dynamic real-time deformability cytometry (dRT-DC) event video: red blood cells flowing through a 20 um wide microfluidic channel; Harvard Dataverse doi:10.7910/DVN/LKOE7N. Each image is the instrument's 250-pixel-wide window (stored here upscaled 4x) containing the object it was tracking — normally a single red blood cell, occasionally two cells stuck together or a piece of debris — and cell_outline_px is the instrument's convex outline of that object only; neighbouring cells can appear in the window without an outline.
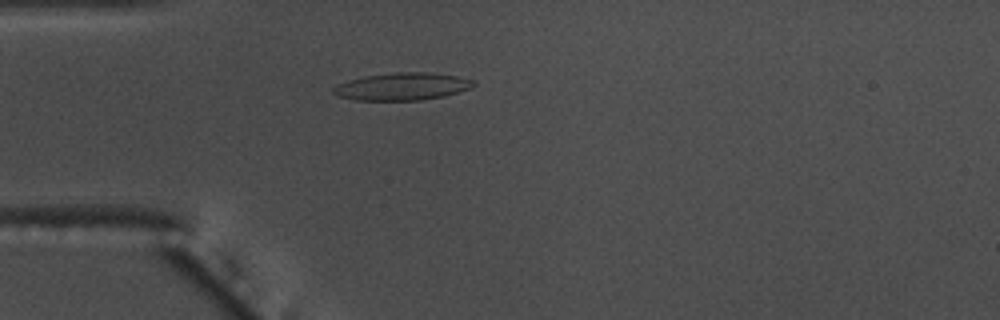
{"species": "common noctule bat (a hibernating species)", "species_latin": "Nyctalus noctula", "temperature_condition": "warm", "stored_images_in_passage": 45, "camera_frame_rate_fps": 3000, "um_per_image_px": 0.085, "animal": {"sex": "male", "body_mass_g": 17.5, "forearm_length_mm": 52.3}, "frame": {"image": 1, "passage_image": 6, "time_ms": 1.667, "image_size_px": [1000, 320], "cell_outline_px": [[476, 84], [468, 88], [444, 96], [420, 100], [356, 100], [336, 96], [332, 92], [332, 88], [336, 84], [348, 80], [364, 76], [396, 72], [428, 72], [456, 76], [476, 80]], "centroid_in_image_um": [34.14, 7.35], "position_along_channel_um": 50.9, "area_um2": 22.43}}
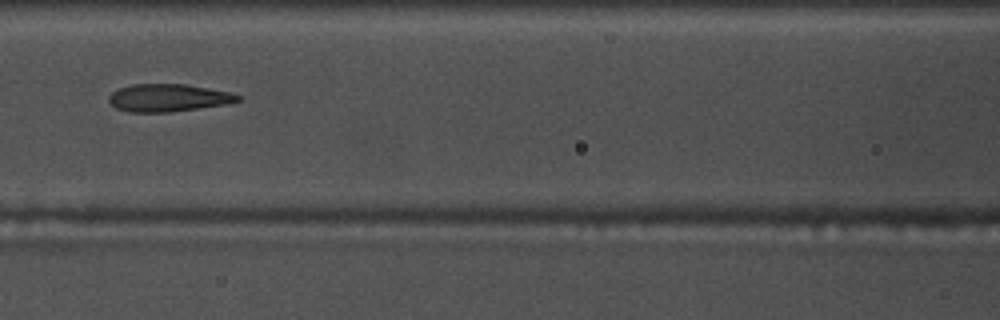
{"frame": {"image": 2, "passage_image": 15, "time_ms": 4.667, "image_size_px": [1000, 320], "cell_outline_px": [[244, 100], [224, 104], [168, 112], [128, 112], [116, 108], [108, 100], [108, 96], [112, 92], [120, 88], [132, 84], [188, 84], [232, 92], [244, 96]], "centroid_in_image_um": [14.35, 8.3], "position_along_channel_um": 152.3, "area_um2": 20.87}}
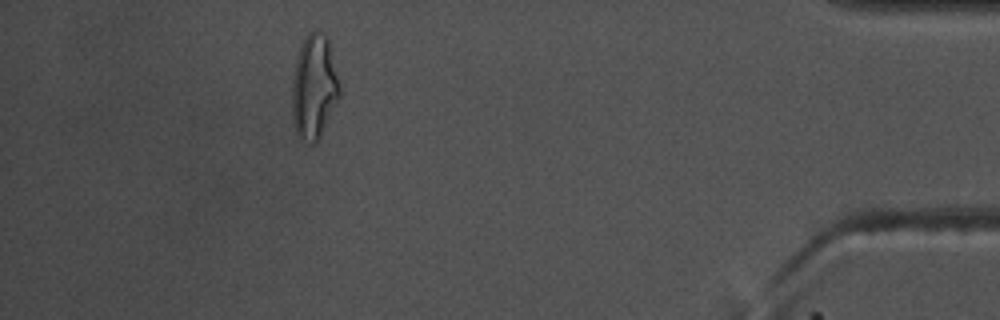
{"frame": {"image": 3, "passage_image": 40, "time_ms": 13.0, "image_size_px": [1000, 320], "cell_outline_px": [[340, 96], [316, 144], [312, 144], [300, 140], [296, 136], [292, 120], [292, 80], [296, 56], [308, 32], [312, 28], [316, 28], [328, 36], [340, 84]], "centroid_in_image_um": [26.69, 7.38], "position_along_channel_um": 408.5, "area_um2": 29.54}, "authors_computed_cell_mechanics": {"area_um2": 21.9062, "velocity_mm_per_s": 3.7352, "shape_relaxation_time_tau1_ms": null, "shape_relaxation_time_tau2_ms": 2.1993, "deformation_change_tau1": null, "deformation_change_tau2": 0.1208}}